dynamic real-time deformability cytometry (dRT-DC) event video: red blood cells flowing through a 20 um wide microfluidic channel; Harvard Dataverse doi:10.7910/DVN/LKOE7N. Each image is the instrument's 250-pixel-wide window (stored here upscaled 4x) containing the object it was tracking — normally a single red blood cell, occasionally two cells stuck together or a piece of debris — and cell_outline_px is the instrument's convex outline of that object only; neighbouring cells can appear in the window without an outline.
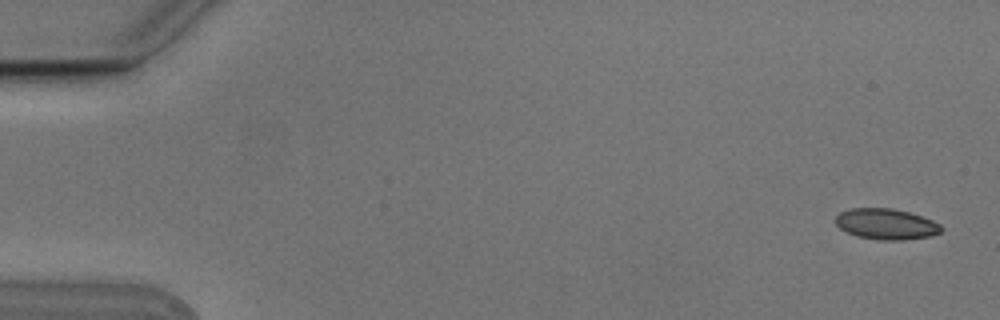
{"species": "Egyptian fruit bat (a non-hibernating species)", "species_latin": "Rousettus aegyptiacus", "temperature_condition": "cold", "stored_images_in_passage": 4, "camera_frame_rate_fps": 3000, "um_per_image_px": 0.085, "animal": {"sex": "male"}, "frame": {"image": 1, "passage_image": 1, "time_ms": 0.0, "image_size_px": [1000, 320], "cell_outline_px": [[944, 228], [940, 232], [928, 236], [904, 240], [880, 240], [856, 236], [840, 228], [836, 224], [836, 216], [840, 212], [848, 208], [892, 208], [908, 212], [932, 220], [940, 224]], "centroid_in_image_um": [75.31, 19.04], "position_along_channel_um": 9.7, "area_um2": 18.9}}